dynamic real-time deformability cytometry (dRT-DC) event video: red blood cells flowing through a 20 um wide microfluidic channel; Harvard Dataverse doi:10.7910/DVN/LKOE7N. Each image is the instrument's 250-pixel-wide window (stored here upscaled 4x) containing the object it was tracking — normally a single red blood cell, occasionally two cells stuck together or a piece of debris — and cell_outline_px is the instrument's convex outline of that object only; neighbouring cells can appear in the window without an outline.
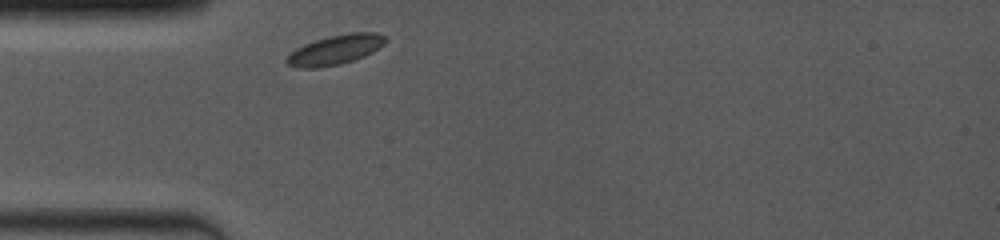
{"species": "common noctule bat (a hibernating species)", "species_latin": "Nyctalus noctula", "temperature_condition": "room temperature", "stored_images_in_passage": 1, "camera_frame_rate_fps": 4000, "um_per_image_px": 0.085, "animal": {"sex": "female", "body_mass_g": 19.0, "forearm_length_mm": 53.3}, "frame": {"image": 1, "passage_image": 1, "time_ms": 0.0, "image_size_px": [1000, 240], "cell_outline_px": [[388, 40], [384, 44], [372, 52], [364, 56], [340, 64], [316, 68], [300, 68], [288, 64], [284, 60], [296, 48], [304, 44], [328, 36], [348, 32], [372, 32], [388, 36]], "centroid_in_image_um": [28.53, 4.21], "position_along_channel_um": 56.5, "area_um2": 17.05}}